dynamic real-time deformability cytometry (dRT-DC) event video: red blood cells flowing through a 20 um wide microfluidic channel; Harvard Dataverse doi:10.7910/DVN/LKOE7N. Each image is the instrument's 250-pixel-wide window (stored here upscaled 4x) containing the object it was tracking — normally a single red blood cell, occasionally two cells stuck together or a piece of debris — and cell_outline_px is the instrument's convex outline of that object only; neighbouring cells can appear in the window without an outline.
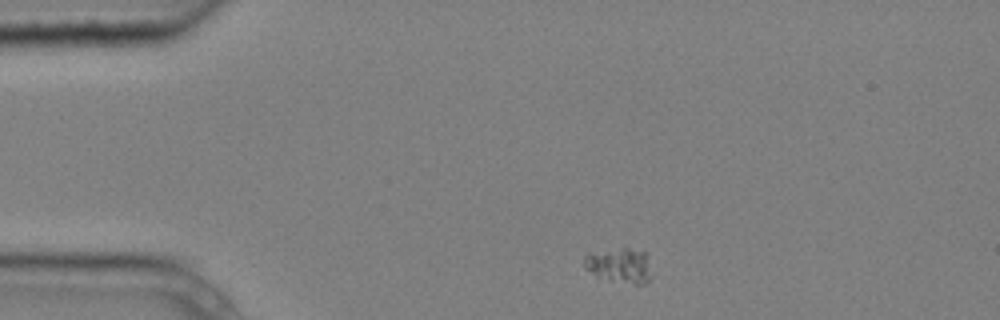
{"species": "common noctule bat (a hibernating species)", "species_latin": "Nyctalus noctula", "temperature_condition": "cold", "stored_images_in_passage": 4, "camera_frame_rate_fps": 3000, "um_per_image_px": 0.085, "animal": {"sex": "male", "body_mass_g": 20.4}, "frame": {"image": 1, "passage_image": 1, "time_ms": 0.0, "image_size_px": [1000, 320], "cell_outline_px": [[652, 276], [644, 284], [636, 284], [596, 276], [584, 268], [584, 256], [588, 252], [620, 248], [628, 248], [644, 252]], "centroid_in_image_um": [52.62, 22.54], "position_along_channel_um": 32.4, "area_um2": 13.47}}
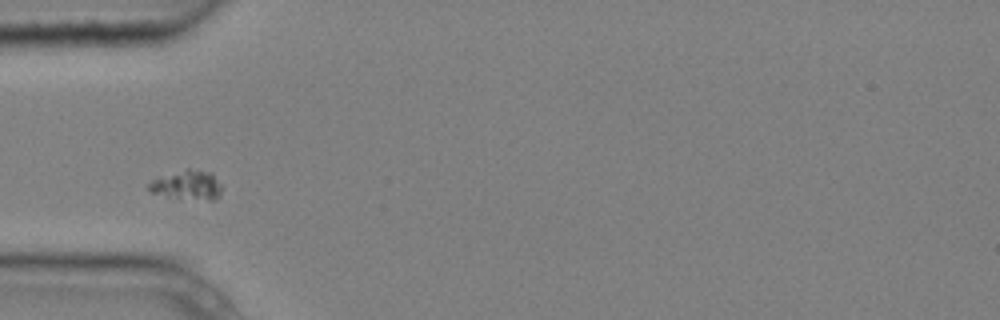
{"frame": {"image": 2, "passage_image": 3, "time_ms": 0.667, "image_size_px": [1000, 320], "cell_outline_px": [[220, 196], [212, 200], [208, 200], [168, 196], [152, 192], [148, 188], [148, 184], [156, 176], [188, 168], [212, 172], [220, 184]], "centroid_in_image_um": [15.9, 15.69], "position_along_channel_um": 69.1, "area_um2": 12.43}}
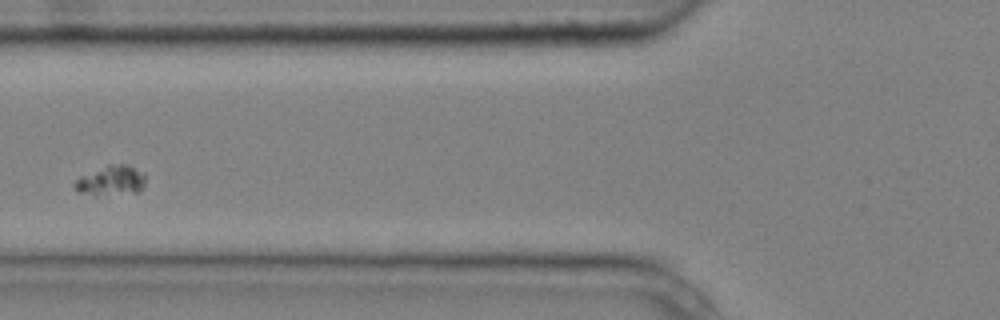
{"frame": {"image": 3, "passage_image": 4, "time_ms": 1.0, "image_size_px": [1000, 320], "cell_outline_px": [[144, 184], [136, 192], [96, 196], [80, 192], [72, 184], [80, 176], [108, 164], [128, 164], [144, 172]], "centroid_in_image_um": [9.42, 15.34], "position_along_channel_um": 116.4, "area_um2": 12.31}}